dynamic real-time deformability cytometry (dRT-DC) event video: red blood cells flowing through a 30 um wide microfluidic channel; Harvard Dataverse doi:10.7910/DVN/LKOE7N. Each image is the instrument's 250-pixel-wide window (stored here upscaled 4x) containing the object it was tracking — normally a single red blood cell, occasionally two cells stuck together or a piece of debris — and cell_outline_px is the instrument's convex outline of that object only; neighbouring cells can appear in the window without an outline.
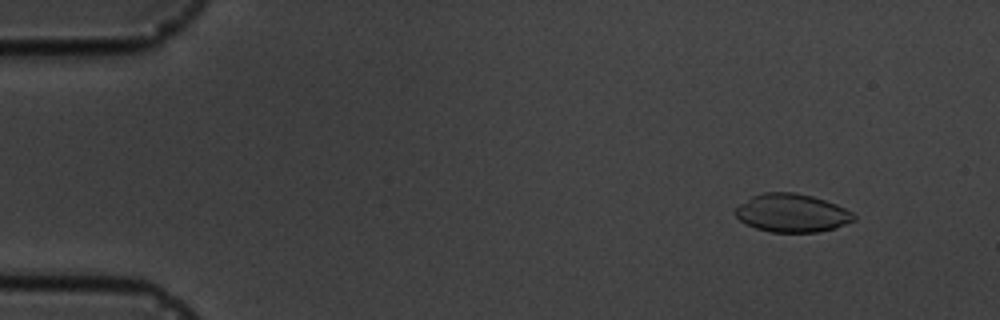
{"species": "common noctule bat (a hibernating species)", "species_latin": "Nyctalus noctula", "temperature_condition": "cold", "stored_images_in_passage": 5, "camera_frame_rate_fps": 3000, "um_per_image_px": 0.085, "animal": {"sex": "male", "body_mass_g": 19.5, "forearm_length_mm": 54.6}, "frame": {"image": 1, "passage_image": 2, "time_ms": 1.0, "image_size_px": [1000, 320], "cell_outline_px": [[856, 220], [836, 228], [816, 232], [772, 232], [756, 228], [744, 224], [736, 216], [736, 208], [740, 204], [752, 196], [764, 192], [796, 192], [812, 196], [836, 204], [852, 212], [856, 216]], "centroid_in_image_um": [67.33, 18.11], "position_along_channel_um": 17.7, "area_um2": 26.41}}